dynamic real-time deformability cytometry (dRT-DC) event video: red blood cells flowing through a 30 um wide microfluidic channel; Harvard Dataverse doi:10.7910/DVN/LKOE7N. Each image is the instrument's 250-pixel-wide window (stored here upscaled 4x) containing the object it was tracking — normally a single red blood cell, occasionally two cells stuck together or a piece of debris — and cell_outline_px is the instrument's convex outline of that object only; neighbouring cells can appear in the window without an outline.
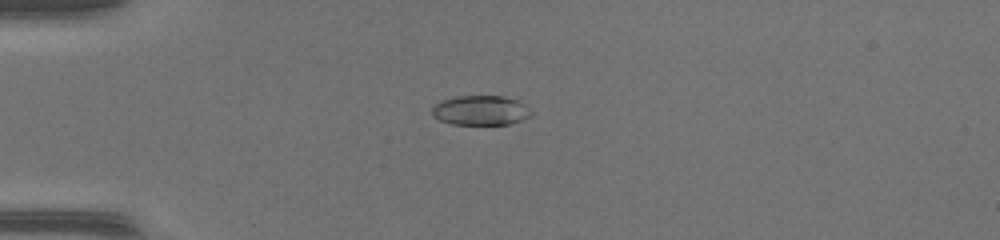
{"species": "common noctule bat (a hibernating species)", "species_latin": "Nyctalus noctula", "temperature_condition": "warm", "stored_images_in_passage": 39, "camera_frame_rate_fps": 3000, "um_per_image_px": 0.085, "animal": {"sex": "female", "body_mass_g": 17.0, "forearm_length_mm": 48.0}, "frame": {"image": 1, "passage_image": 3, "time_ms": 0.667, "image_size_px": [1000, 240], "cell_outline_px": [[532, 112], [528, 116], [520, 120], [508, 124], [452, 124], [440, 120], [432, 116], [432, 108], [440, 100], [456, 96], [504, 96], [516, 100], [524, 104]], "centroid_in_image_um": [40.81, 9.37], "position_along_channel_um": 44.2, "area_um2": 16.99}}
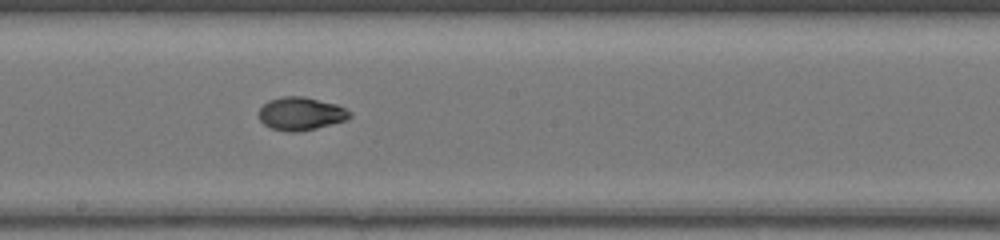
{"frame": {"image": 2, "passage_image": 18, "time_ms": 5.667, "image_size_px": [1000, 240], "cell_outline_px": [[352, 116], [344, 120], [316, 128], [296, 132], [288, 132], [272, 128], [264, 124], [260, 120], [260, 108], [268, 100], [280, 96], [304, 96], [336, 104], [352, 112]], "centroid_in_image_um": [25.56, 9.65], "position_along_channel_um": 222.6, "area_um2": 17.4}}
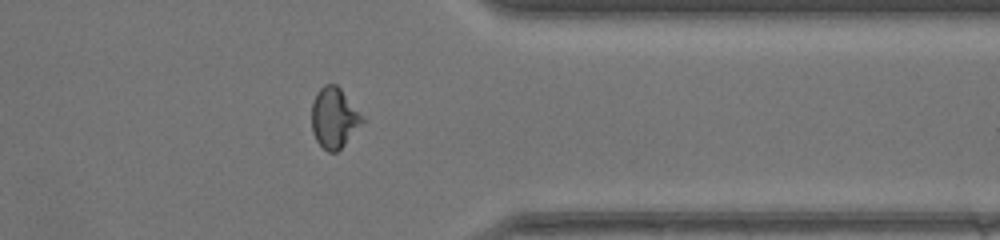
{"frame": {"image": 3, "passage_image": 30, "time_ms": 9.667, "image_size_px": [1000, 240], "cell_outline_px": [[364, 120], [344, 144], [336, 152], [328, 152], [316, 140], [312, 132], [312, 104], [316, 92], [324, 84], [336, 84], [340, 88], [364, 116]], "centroid_in_image_um": [28.39, 9.99], "position_along_channel_um": 383.0, "area_um2": 17.63}, "authors_computed_cell_mechanics": {"area_um2": 17.4556, "velocity_mm_per_s": 4.1937, "shape_relaxation_time_tau1_ms": 8.1975, "shape_relaxation_time_tau2_ms": 1.2771, "deformation_change_tau1": 0.2637, "deformation_change_tau2": 0.0473}}